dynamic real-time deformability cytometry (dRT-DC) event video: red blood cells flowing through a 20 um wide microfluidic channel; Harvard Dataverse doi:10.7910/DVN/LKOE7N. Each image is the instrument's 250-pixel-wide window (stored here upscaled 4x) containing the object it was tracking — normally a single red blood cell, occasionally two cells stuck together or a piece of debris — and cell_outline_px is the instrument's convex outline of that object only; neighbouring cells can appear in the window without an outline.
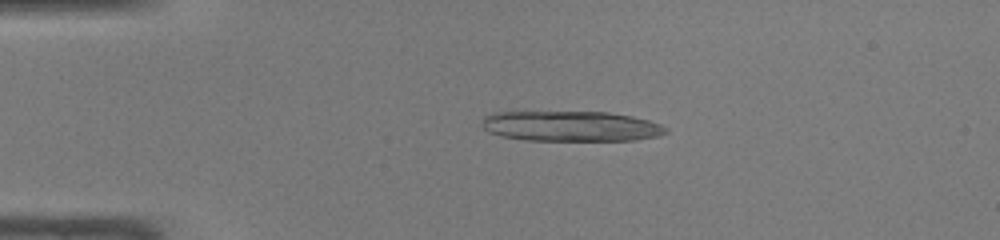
{"species": "common noctule bat (a hibernating species)", "species_latin": "Nyctalus noctula", "temperature_condition": "warm", "stored_images_in_passage": 43, "segment_of_instrument_passage": [1, 2], "camera_frame_rate_fps": 3000, "um_per_image_px": 0.085, "animal": {"sex": "male", "body_mass_g": 19.0, "forearm_length_mm": 50.8}, "frame": {"image": 1, "passage_image": 5, "time_ms": 1.333, "image_size_px": [1000, 240], "cell_outline_px": [[668, 132], [660, 136], [636, 140], [528, 140], [500, 136], [488, 132], [480, 124], [484, 116], [492, 112], [608, 112], [632, 116], [648, 120], [660, 124], [668, 128]], "centroid_in_image_um": [48.52, 10.72], "position_along_channel_um": 36.5, "area_um2": 32.66}}